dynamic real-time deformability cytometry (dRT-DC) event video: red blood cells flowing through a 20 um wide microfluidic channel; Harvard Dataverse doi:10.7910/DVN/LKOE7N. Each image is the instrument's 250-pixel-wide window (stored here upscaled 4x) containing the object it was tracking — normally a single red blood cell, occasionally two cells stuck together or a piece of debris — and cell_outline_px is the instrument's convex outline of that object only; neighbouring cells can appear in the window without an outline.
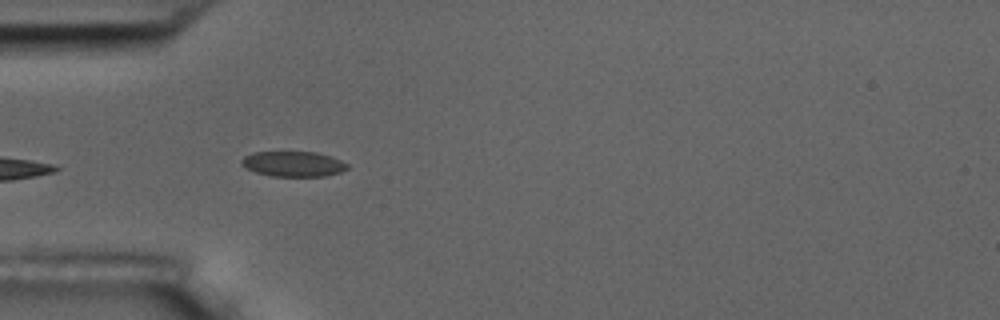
{"species": "common noctule bat (a hibernating species)", "species_latin": "Nyctalus noctula", "temperature_condition": "room temperature", "stored_images_in_passage": 6, "camera_frame_rate_fps": 3000, "um_per_image_px": 0.085, "animal": {"sex": "male", "body_mass_g": 17.5, "forearm_length_mm": 52.3}, "frame": {"image": 1, "passage_image": 5, "time_ms": 4.667, "image_size_px": [1000, 320], "cell_outline_px": [[348, 168], [340, 172], [328, 176], [268, 176], [256, 172], [240, 164], [240, 160], [244, 156], [252, 152], [316, 152], [340, 160], [348, 164]], "centroid_in_image_um": [24.9, 13.94], "position_along_channel_um": 60.1, "area_um2": 15.55}}